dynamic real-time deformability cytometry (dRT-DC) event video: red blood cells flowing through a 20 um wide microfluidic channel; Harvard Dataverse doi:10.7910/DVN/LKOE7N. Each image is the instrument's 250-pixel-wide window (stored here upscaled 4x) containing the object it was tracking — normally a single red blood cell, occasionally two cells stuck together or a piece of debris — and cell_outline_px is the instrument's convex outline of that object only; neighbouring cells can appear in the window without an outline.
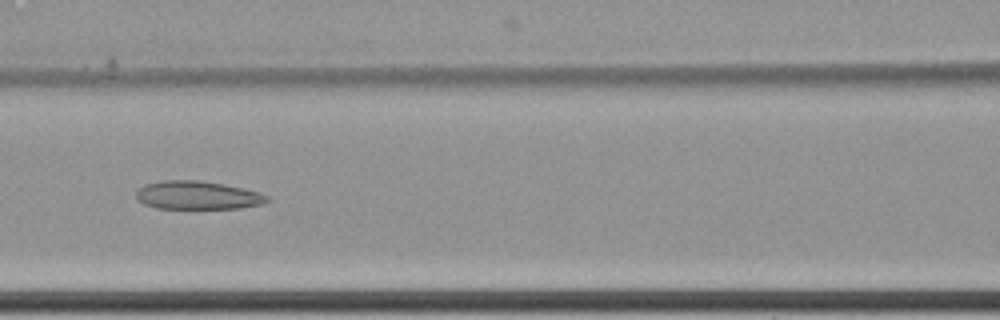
{"species": "common noctule bat (a hibernating species)", "species_latin": "Nyctalus noctula", "temperature_condition": "cold", "stored_images_in_passage": 5, "camera_frame_rate_fps": 3000, "um_per_image_px": 0.085, "animal": {"sex": "female", "body_mass_g": 22.7, "forearm_length_mm": 54.2}, "frame": {"image": 1, "passage_image": 4, "time_ms": 1.0, "image_size_px": [1000, 320], "cell_outline_px": [[268, 200], [264, 204], [240, 208], [156, 208], [144, 204], [136, 200], [136, 192], [144, 184], [160, 180], [200, 180], [224, 184], [244, 188], [260, 192], [268, 196]], "centroid_in_image_um": [16.78, 16.59], "position_along_channel_um": 149.8, "area_um2": 21.79}}
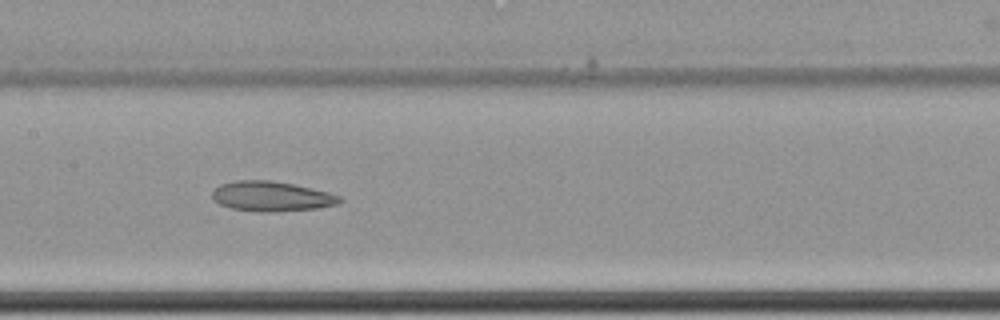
{"frame": {"image": 2, "passage_image": 5, "time_ms": 1.333, "image_size_px": [1000, 320], "cell_outline_px": [[344, 200], [340, 204], [320, 208], [276, 212], [264, 212], [228, 208], [212, 200], [212, 192], [220, 184], [236, 180], [272, 180], [312, 188], [328, 192], [340, 196]], "centroid_in_image_um": [23.1, 16.69], "position_along_channel_um": 184.3, "area_um2": 22.54}}